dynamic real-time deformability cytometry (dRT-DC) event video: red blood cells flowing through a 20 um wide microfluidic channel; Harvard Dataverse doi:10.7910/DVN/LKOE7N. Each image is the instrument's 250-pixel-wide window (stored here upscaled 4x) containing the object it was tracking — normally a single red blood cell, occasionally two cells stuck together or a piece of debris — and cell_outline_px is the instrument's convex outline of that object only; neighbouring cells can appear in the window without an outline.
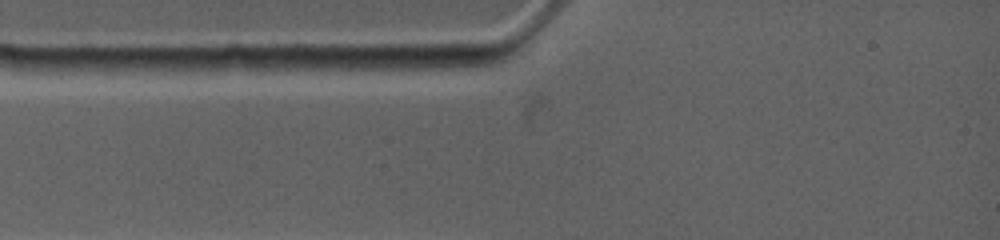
{"species": "common noctule bat (a hibernating species)", "species_latin": "Nyctalus noctula", "temperature_condition": "warm", "stored_images_in_passage": 5, "camera_frame_rate_fps": 4500, "um_per_image_px": 0.085, "animal": {"sex": "female", "body_mass_g": 19.0, "forearm_length_mm": 53.3}, "frame": {"image": 1, "passage_image": 1, "time_ms": 0.0, "image_size_px": [1000, 240], "cell_outline_px": [[488, 64], [420, 76], [320, 68], [328, 56], [480, 56], [488, 60]], "centroid_in_image_um": [34.27, 5.44], "position_along_channel_um": 50.7, "area_um2": 17.98}}